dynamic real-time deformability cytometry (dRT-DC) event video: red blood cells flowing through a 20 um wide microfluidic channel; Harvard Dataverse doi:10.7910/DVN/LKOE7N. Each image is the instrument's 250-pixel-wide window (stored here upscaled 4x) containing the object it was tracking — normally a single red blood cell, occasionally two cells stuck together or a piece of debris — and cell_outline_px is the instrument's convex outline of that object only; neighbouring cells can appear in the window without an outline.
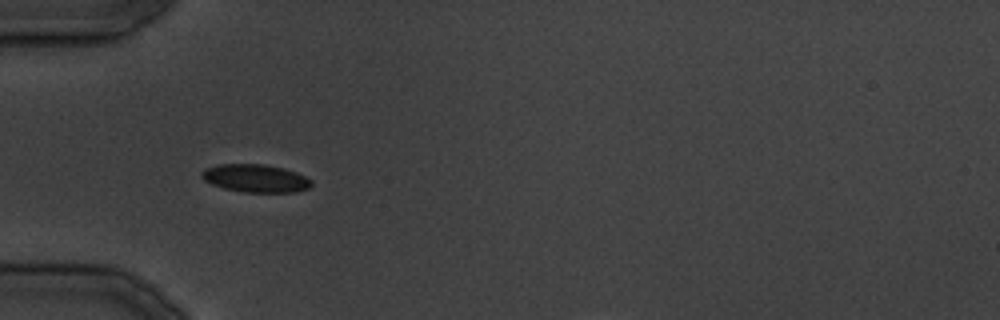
{"species": "common noctule bat (a hibernating species)", "species_latin": "Nyctalus noctula", "temperature_condition": "cold", "stored_images_in_passage": 14, "camera_frame_rate_fps": 3000, "um_per_image_px": 0.085, "animal": {"sex": "male", "body_mass_g": 19.5, "forearm_length_mm": 54.6}, "frame": {"image": 1, "passage_image": 1, "time_ms": 0.0, "image_size_px": [1000, 320], "cell_outline_px": [[312, 184], [308, 188], [296, 192], [244, 192], [224, 188], [212, 184], [204, 180], [200, 176], [200, 172], [204, 168], [220, 164], [264, 164], [284, 168], [296, 172], [312, 180]], "centroid_in_image_um": [21.7, 15.15], "position_along_channel_um": 63.3, "area_um2": 17.92}}
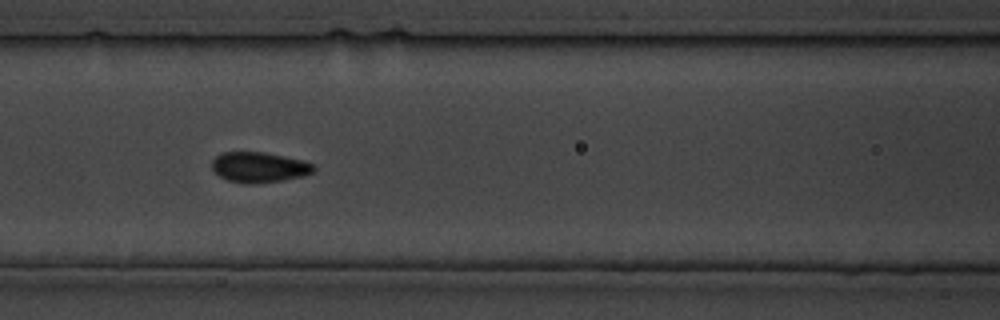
{"frame": {"image": 2, "passage_image": 5, "time_ms": 5.333, "image_size_px": [1000, 320], "cell_outline_px": [[316, 168], [312, 172], [304, 176], [284, 180], [256, 184], [248, 184], [228, 180], [220, 176], [212, 168], [212, 160], [220, 152], [264, 152], [304, 160], [312, 164]], "centroid_in_image_um": [22.03, 14.21], "position_along_channel_um": 144.6, "area_um2": 18.09}}
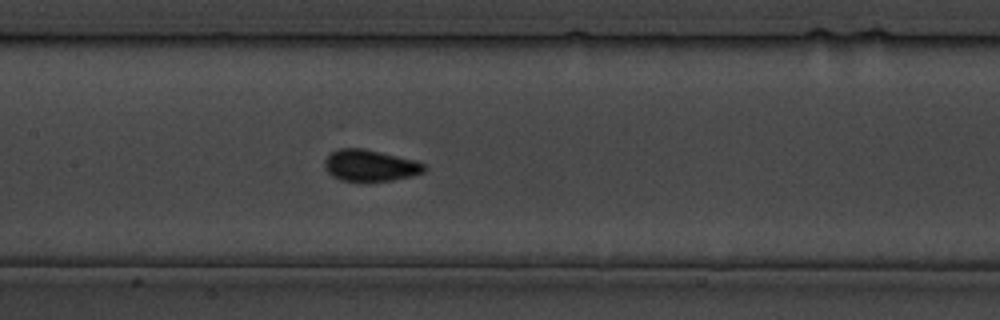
{"frame": {"image": 3, "passage_image": 7, "time_ms": 7.333, "image_size_px": [1000, 320], "cell_outline_px": [[428, 168], [424, 172], [412, 176], [392, 180], [340, 180], [332, 176], [324, 168], [324, 160], [332, 152], [340, 148], [364, 148], [416, 160], [424, 164]], "centroid_in_image_um": [31.48, 14.05], "position_along_channel_um": 175.9, "area_um2": 18.21}}